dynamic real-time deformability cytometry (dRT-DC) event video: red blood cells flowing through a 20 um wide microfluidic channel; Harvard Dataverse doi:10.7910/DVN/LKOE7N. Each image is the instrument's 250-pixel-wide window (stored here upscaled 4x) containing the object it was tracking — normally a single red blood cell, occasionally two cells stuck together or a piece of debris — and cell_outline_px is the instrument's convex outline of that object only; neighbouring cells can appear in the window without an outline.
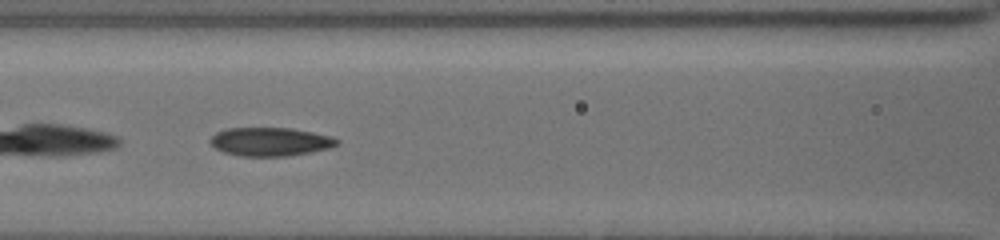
{"species": "common noctule bat (a hibernating species)", "species_latin": "Nyctalus noctula", "temperature_condition": "cold", "stored_images_in_passage": 52, "camera_frame_rate_fps": 3000, "um_per_image_px": 0.085, "animal": {"sex": "female", "body_mass_g": 19.5, "forearm_length_mm": 54.1}, "frame": {"image": 1, "passage_image": 16, "time_ms": 3.667, "image_size_px": [1000, 240], "cell_outline_px": [[340, 144], [328, 148], [312, 152], [284, 156], [236, 156], [224, 152], [216, 148], [208, 140], [216, 132], [228, 128], [292, 128], [332, 136], [340, 140]], "centroid_in_image_um": [22.99, 12.04], "position_along_channel_um": 143.6, "area_um2": 21.15}}
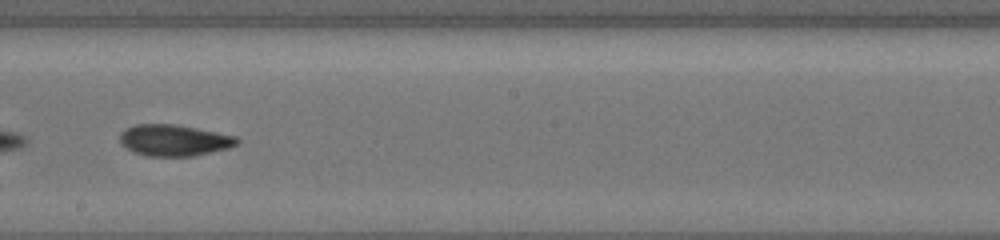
{"frame": {"image": 2, "passage_image": 27, "time_ms": 6.0, "image_size_px": [1000, 240], "cell_outline_px": [[240, 144], [228, 148], [192, 156], [148, 156], [132, 152], [120, 144], [120, 132], [124, 128], [136, 124], [172, 124], [196, 128], [236, 136], [240, 140]], "centroid_in_image_um": [14.77, 11.92], "position_along_channel_um": 233.4, "area_um2": 21.5}}
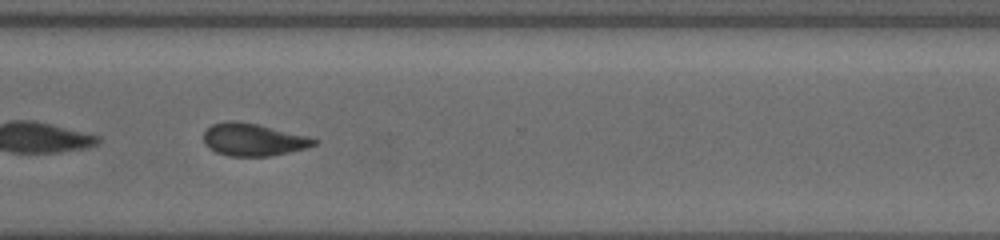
{"frame": {"image": 3, "passage_image": 42, "time_ms": 9.0, "image_size_px": [1000, 240], "cell_outline_px": [[320, 140], [316, 144], [308, 148], [268, 156], [228, 156], [216, 152], [208, 148], [204, 144], [204, 132], [212, 124], [224, 120], [232, 120], [256, 124], [308, 136]], "centroid_in_image_um": [21.51, 11.87], "position_along_channel_um": 349.1, "area_um2": 20.92}, "authors_computed_cell_mechanics": {"area_um2": 21.5016, "velocity_mm_per_s": 3.8602, "shape_relaxation_time_tau1_ms": 4.8693, "shape_relaxation_time_tau2_ms": 4.5492, "deformation_change_tau1": 0.1061, "deformation_change_tau2": 0.0898}}